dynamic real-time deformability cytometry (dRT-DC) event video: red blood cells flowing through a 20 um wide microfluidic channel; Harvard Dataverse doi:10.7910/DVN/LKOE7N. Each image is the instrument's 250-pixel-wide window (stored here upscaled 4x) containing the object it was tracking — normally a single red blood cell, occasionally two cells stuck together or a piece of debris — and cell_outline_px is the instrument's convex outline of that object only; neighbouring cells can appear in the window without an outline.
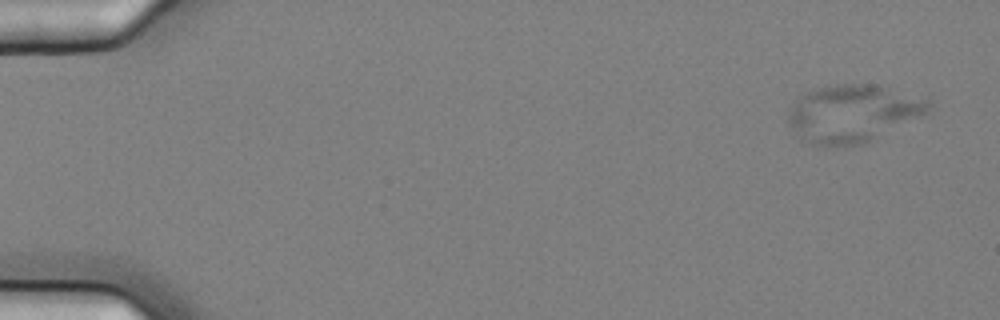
{"species": "common noctule bat (a hibernating species)", "species_latin": "Nyctalus noctula", "temperature_condition": "cold", "stored_images_in_passage": 7, "camera_frame_rate_fps": 3000, "um_per_image_px": 0.085, "animal": {"sex": "female", "body_mass_g": 25.1}, "frame": {"image": 1, "passage_image": 2, "time_ms": 0.333, "image_size_px": [1000, 320], "cell_outline_px": [[928, 116], [864, 144], [812, 144], [800, 136], [788, 120], [788, 116], [796, 100], [800, 96], [808, 92], [820, 88], [836, 84], [872, 84], [928, 100]], "centroid_in_image_um": [72.57, 9.65], "position_along_channel_um": 12.4, "area_um2": 46.12}}
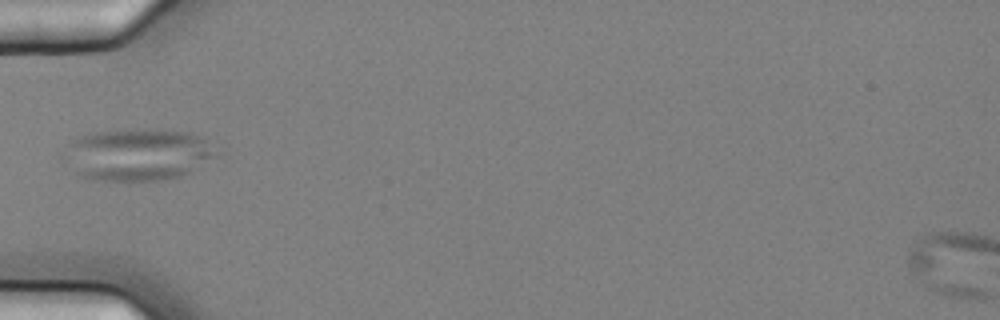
{"frame": {"image": 2, "passage_image": 7, "time_ms": 2.0, "image_size_px": [1000, 320], "cell_outline_px": [[208, 156], [200, 168], [192, 172], [180, 176], [164, 180], [100, 180], [80, 176], [60, 160], [60, 152], [68, 144], [80, 136], [92, 132], [136, 128], [156, 128], [192, 132], [204, 136], [208, 152]], "centroid_in_image_um": [11.53, 13.11], "position_along_channel_um": 73.5, "area_um2": 46.36}}